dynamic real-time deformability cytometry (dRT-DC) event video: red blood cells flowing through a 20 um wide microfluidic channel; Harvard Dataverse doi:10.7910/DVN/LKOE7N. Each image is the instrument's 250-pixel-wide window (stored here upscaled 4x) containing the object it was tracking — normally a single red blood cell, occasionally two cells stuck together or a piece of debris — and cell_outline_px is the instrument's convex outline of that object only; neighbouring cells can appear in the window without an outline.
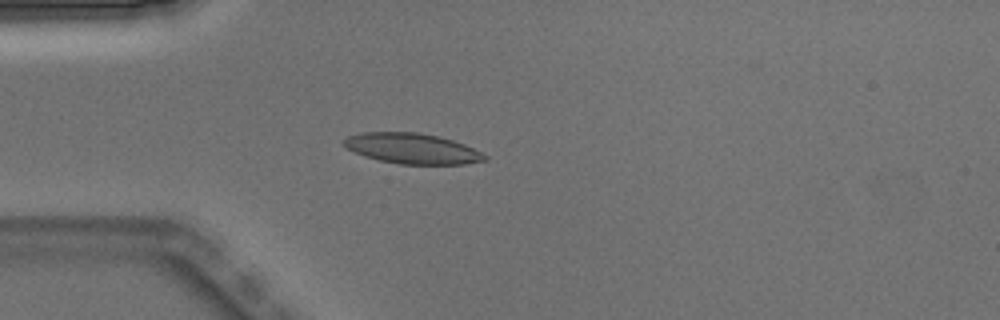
{"species": "Egyptian fruit bat (a non-hibernating species)", "species_latin": "Rousettus aegyptiacus", "temperature_condition": "warm", "stored_images_in_passage": 4, "camera_frame_rate_fps": 3000, "um_per_image_px": 0.085, "animal": {"sex": "male"}, "frame": {"image": 1, "passage_image": 4, "time_ms": 1.0, "image_size_px": [1000, 320], "cell_outline_px": [[488, 160], [464, 164], [400, 164], [380, 160], [364, 156], [348, 148], [340, 140], [348, 136], [364, 132], [416, 132], [440, 136], [464, 144], [488, 156]], "centroid_in_image_um": [35.04, 12.62], "position_along_channel_um": 50.0, "area_um2": 24.91}}